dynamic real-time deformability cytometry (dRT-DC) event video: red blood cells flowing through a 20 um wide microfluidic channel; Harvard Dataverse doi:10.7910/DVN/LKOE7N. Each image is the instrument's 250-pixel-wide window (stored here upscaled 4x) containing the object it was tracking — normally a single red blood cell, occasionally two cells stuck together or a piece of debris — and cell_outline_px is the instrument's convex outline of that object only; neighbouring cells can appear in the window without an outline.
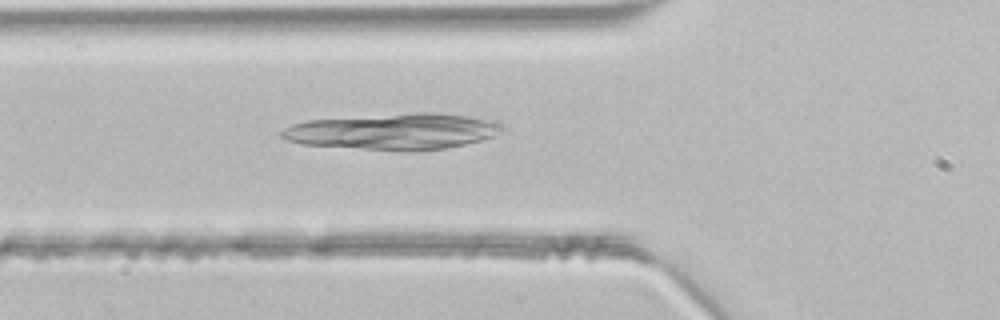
{"species": "common noctule bat (a hibernating species)", "species_latin": "Nyctalus noctula", "temperature_condition": "room temperature", "stored_images_in_passage": 46, "camera_frame_rate_fps": 3000, "um_per_image_px": 0.085, "animal": {"sex": "male", "body_mass_g": 21.5, "forearm_length_mm": 52.0}, "frame": {"image": 1, "passage_image": 16, "time_ms": 5.0, "image_size_px": [1000, 320], "cell_outline_px": [[504, 128], [500, 132], [492, 136], [480, 140], [448, 148], [412, 152], [404, 152], [304, 144], [288, 140], [280, 136], [280, 132], [284, 128], [292, 124], [308, 120], [412, 112], [440, 112], [468, 116], [492, 120], [500, 124]], "centroid_in_image_um": [33.46, 11.17], "position_along_channel_um": 92.3, "area_um2": 46.7}}
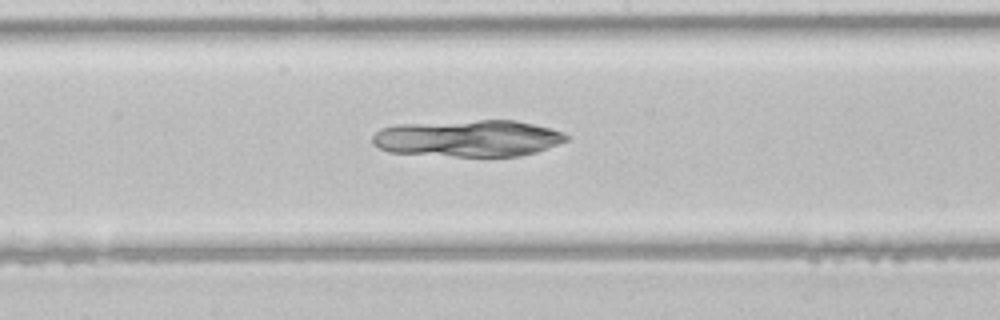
{"frame": {"image": 2, "passage_image": 24, "time_ms": 7.667, "image_size_px": [1000, 320], "cell_outline_px": [[572, 136], [568, 140], [548, 148], [536, 152], [520, 156], [452, 156], [388, 152], [372, 144], [372, 136], [380, 128], [396, 124], [480, 120], [516, 120], [564, 132]], "centroid_in_image_um": [39.79, 11.75], "position_along_channel_um": 208.4, "area_um2": 41.67}}
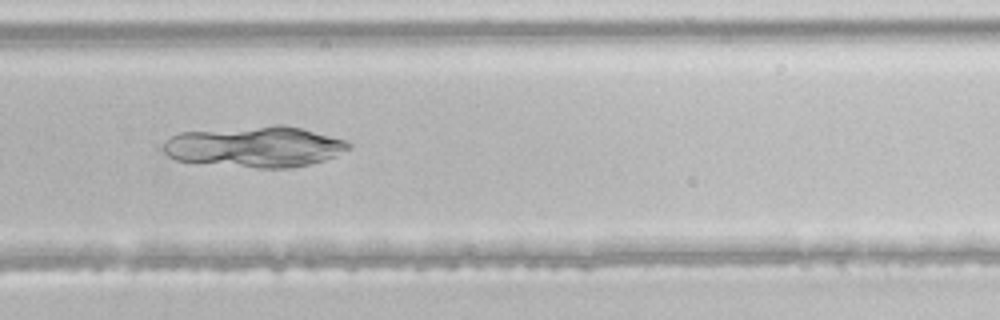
{"frame": {"image": 3, "passage_image": 31, "time_ms": 10.0, "image_size_px": [1000, 320], "cell_outline_px": [[352, 144], [348, 148], [324, 160], [292, 168], [256, 168], [176, 160], [168, 156], [164, 152], [164, 144], [172, 136], [180, 132], [272, 124], [284, 124], [300, 128], [344, 140]], "centroid_in_image_um": [21.64, 12.46], "position_along_channel_um": 308.2, "area_um2": 43.87}}